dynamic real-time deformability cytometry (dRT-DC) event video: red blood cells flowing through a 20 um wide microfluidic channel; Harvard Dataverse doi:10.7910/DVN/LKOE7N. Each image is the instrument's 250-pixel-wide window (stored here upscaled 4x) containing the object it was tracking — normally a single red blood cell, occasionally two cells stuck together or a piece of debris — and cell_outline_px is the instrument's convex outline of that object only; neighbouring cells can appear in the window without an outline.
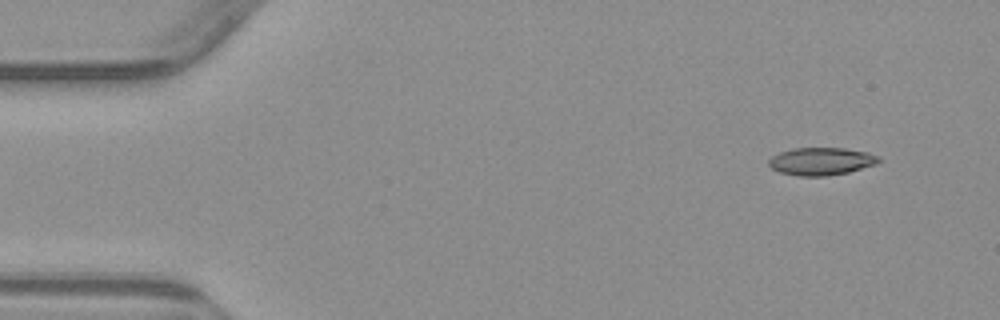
{"species": "common noctule bat (a hibernating species)", "species_latin": "Nyctalus noctula", "temperature_condition": "warm", "stored_images_in_passage": 4, "camera_frame_rate_fps": 3000, "um_per_image_px": 0.085, "animal": {"sex": "male", "body_mass_g": 23.1, "forearm_length_mm": 52.7}, "frame": {"image": 1, "passage_image": 2, "time_ms": 1.0, "image_size_px": [1000, 320], "cell_outline_px": [[880, 160], [876, 164], [848, 172], [828, 176], [796, 176], [780, 172], [772, 168], [768, 164], [768, 160], [772, 156], [780, 152], [792, 148], [844, 148], [868, 152], [880, 156]], "centroid_in_image_um": [69.8, 13.71], "position_along_channel_um": 15.2, "area_um2": 17.8}}